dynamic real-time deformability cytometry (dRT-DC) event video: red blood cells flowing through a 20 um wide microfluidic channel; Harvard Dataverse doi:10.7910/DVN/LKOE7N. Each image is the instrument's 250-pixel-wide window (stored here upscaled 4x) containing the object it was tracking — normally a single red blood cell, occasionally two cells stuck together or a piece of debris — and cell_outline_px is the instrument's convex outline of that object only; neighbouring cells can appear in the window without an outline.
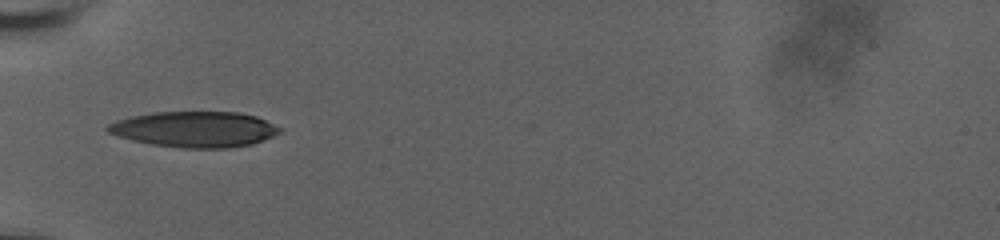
{"species": "human", "species_latin": "Homo sapiens", "temperature_condition": "room temperature", "stored_images_in_passage": 37, "camera_frame_rate_fps": 3000, "um_per_image_px": 0.085, "donor": {"sex": "male"}, "frame": {"image": 1, "passage_image": 1, "time_ms": 0.0, "image_size_px": [1000, 240], "cell_outline_px": [[280, 132], [272, 136], [252, 144], [228, 148], [180, 148], [152, 144], [132, 140], [108, 132], [104, 128], [108, 124], [116, 120], [132, 116], [152, 112], [240, 112], [256, 116], [280, 128]], "centroid_in_image_um": [16.51, 10.99], "position_along_channel_um": 68.5, "area_um2": 35.66}}
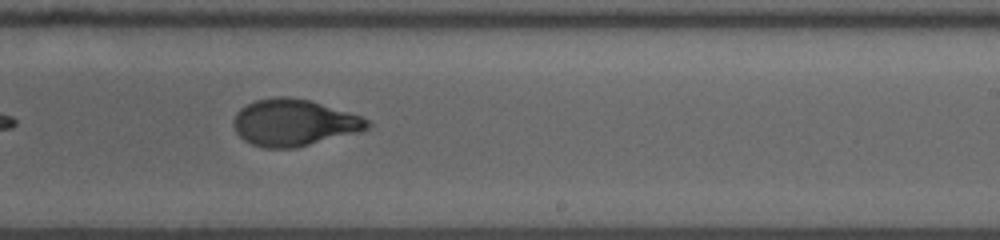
{"frame": {"image": 2, "passage_image": 17, "time_ms": 5.333, "image_size_px": [1000, 240], "cell_outline_px": [[372, 124], [368, 128], [360, 132], [296, 148], [264, 148], [252, 144], [244, 140], [236, 132], [232, 124], [232, 120], [236, 112], [240, 108], [256, 100], [276, 96], [288, 96], [308, 100], [360, 116], [368, 120]], "centroid_in_image_um": [24.95, 10.43], "position_along_channel_um": 264.0, "area_um2": 36.41}}
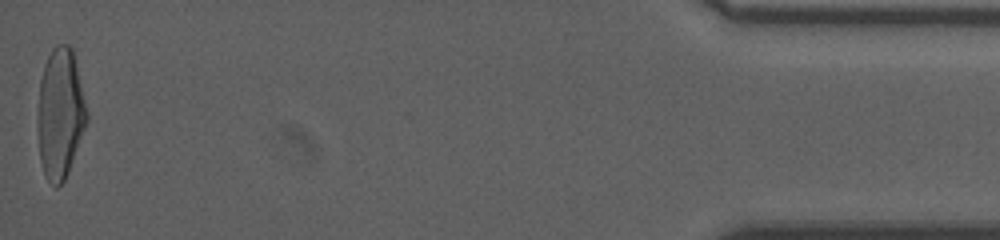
{"frame": {"image": 3, "passage_image": 37, "time_ms": 12.0, "image_size_px": [1000, 240], "cell_outline_px": [[88, 120], [68, 172], [64, 180], [56, 188], [44, 176], [40, 160], [36, 116], [40, 80], [44, 64], [52, 48], [56, 44], [68, 44], [72, 48], [88, 112]], "centroid_in_image_um": [5.1, 9.65], "position_along_channel_um": 430.1, "area_um2": 37.57}, "authors_computed_cell_mechanics": {"area_um2": 36.3562, "velocity_mm_per_s": 3.7347, "shape_relaxation_time_tau1_ms": 4.2669, "shape_relaxation_time_tau2_ms": 1.0437, "deformation_change_tau1": 0.1909, "deformation_change_tau2": 0.063}}